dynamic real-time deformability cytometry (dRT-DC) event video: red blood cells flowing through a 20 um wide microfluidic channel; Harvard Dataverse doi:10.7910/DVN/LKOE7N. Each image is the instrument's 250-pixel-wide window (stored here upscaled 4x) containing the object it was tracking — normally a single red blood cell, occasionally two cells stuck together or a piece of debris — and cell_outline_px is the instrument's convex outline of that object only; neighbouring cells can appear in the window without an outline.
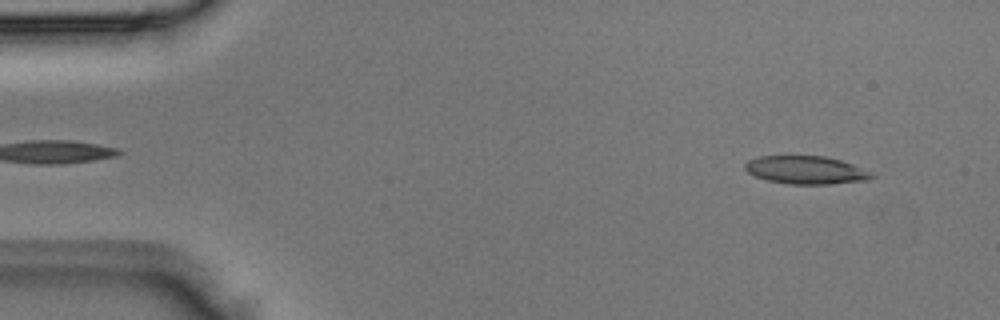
{"species": "Egyptian fruit bat (a non-hibernating species)", "species_latin": "Rousettus aegyptiacus", "temperature_condition": "room temperature", "stored_images_in_passage": 4, "camera_frame_rate_fps": 3000, "um_per_image_px": 0.085, "animal": {"sex": "male"}, "frame": {"image": 1, "passage_image": 1, "time_ms": 0.0, "image_size_px": [1000, 320], "cell_outline_px": [[876, 176], [868, 180], [828, 184], [792, 184], [768, 180], [756, 176], [748, 172], [744, 168], [744, 164], [748, 160], [756, 156], [824, 156], [840, 160], [852, 164], [872, 172]], "centroid_in_image_um": [68.51, 14.45], "position_along_channel_um": 16.5, "area_um2": 20.63}}
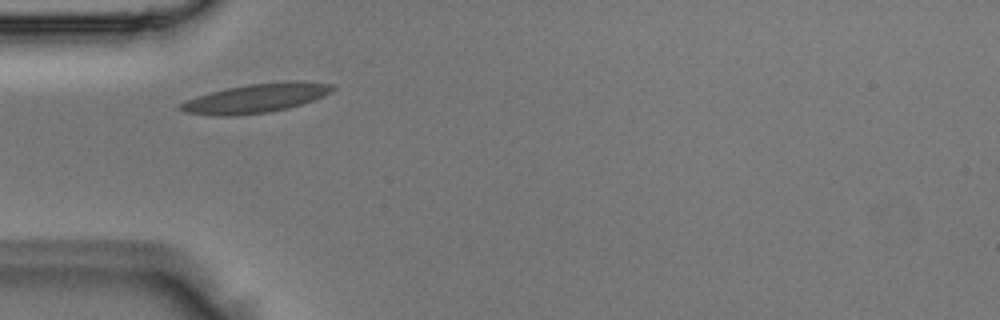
{"frame": {"image": 2, "passage_image": 3, "time_ms": 0.667, "image_size_px": [1000, 320], "cell_outline_px": [[336, 88], [332, 92], [324, 96], [288, 108], [268, 112], [228, 116], [224, 116], [184, 112], [176, 108], [180, 104], [196, 96], [228, 88], [248, 84], [288, 80], [304, 80], [332, 84]], "centroid_in_image_um": [21.81, 8.32], "position_along_channel_um": 63.2, "area_um2": 25.72}}